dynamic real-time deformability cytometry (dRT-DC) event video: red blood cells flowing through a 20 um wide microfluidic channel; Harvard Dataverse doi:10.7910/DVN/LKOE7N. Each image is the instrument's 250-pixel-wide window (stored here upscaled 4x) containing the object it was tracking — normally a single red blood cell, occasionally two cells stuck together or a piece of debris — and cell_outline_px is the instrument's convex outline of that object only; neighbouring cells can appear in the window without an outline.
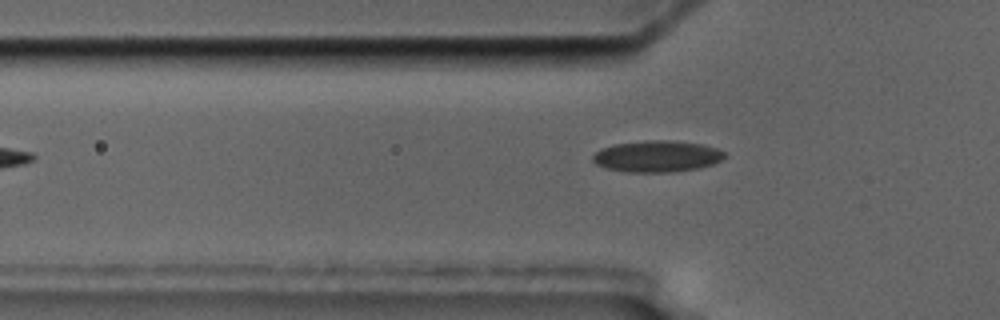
{"species": "common noctule bat (a hibernating species)", "species_latin": "Nyctalus noctula", "temperature_condition": "cold", "stored_images_in_passage": 6, "camera_frame_rate_fps": 3000, "um_per_image_px": 0.085, "animal": {"sex": "male", "body_mass_g": 17.5, "forearm_length_mm": 52.3}, "frame": {"image": 1, "passage_image": 6, "time_ms": 5.667, "image_size_px": [1000, 320], "cell_outline_px": [[724, 156], [720, 160], [712, 164], [700, 168], [676, 172], [624, 172], [604, 168], [596, 164], [592, 160], [592, 156], [600, 148], [612, 144], [644, 140], [668, 140], [704, 144], [716, 148], [724, 152]], "centroid_in_image_um": [55.8, 13.29], "position_along_channel_um": 70.0, "area_um2": 24.45}}